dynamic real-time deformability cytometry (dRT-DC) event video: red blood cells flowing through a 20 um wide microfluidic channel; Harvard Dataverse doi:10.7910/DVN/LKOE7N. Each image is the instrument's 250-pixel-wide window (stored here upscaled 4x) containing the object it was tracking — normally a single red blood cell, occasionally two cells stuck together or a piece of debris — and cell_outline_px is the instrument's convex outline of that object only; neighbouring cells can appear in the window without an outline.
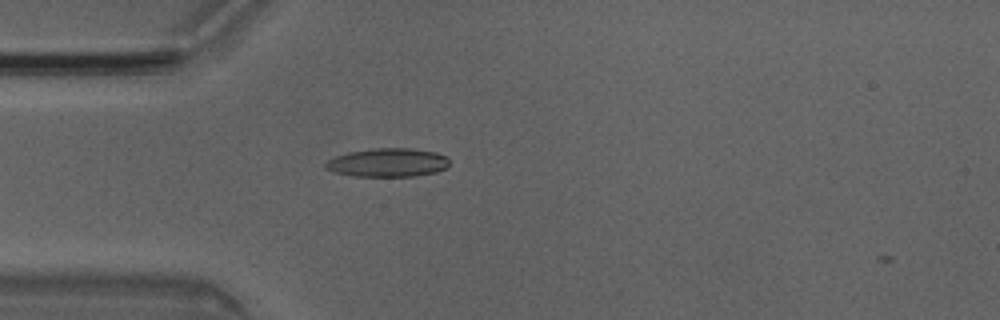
{"species": "Egyptian fruit bat (a non-hibernating species)", "species_latin": "Rousettus aegyptiacus", "temperature_condition": "room temperature", "stored_images_in_passage": 1, "camera_frame_rate_fps": 3000, "um_per_image_px": 0.085, "animal": {"sex": "male"}, "frame": {"image": 1, "passage_image": 1, "time_ms": 0.0, "image_size_px": [1000, 320], "cell_outline_px": [[448, 164], [444, 168], [436, 172], [416, 176], [352, 176], [336, 172], [324, 168], [324, 164], [328, 160], [336, 156], [348, 152], [372, 148], [412, 148], [436, 152], [448, 156]], "centroid_in_image_um": [32.96, 13.81], "position_along_channel_um": 52.0, "area_um2": 20.69}}